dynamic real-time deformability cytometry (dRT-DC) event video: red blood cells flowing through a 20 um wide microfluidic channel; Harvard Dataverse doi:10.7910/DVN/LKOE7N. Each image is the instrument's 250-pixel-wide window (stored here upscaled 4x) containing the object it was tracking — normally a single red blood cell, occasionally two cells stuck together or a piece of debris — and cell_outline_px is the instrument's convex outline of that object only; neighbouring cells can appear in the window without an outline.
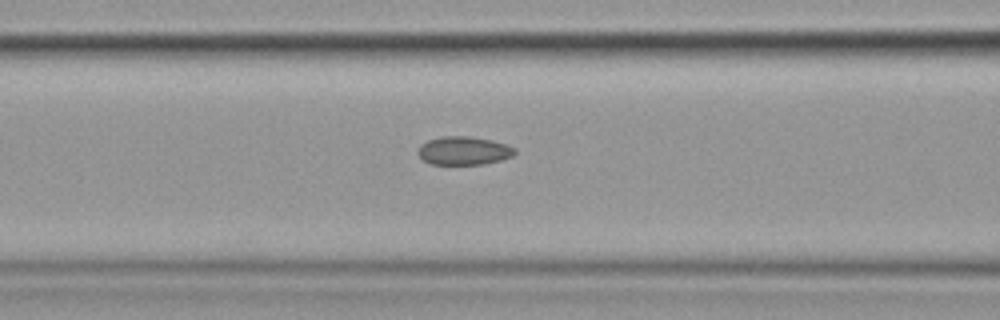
{"species": "common noctule bat (a hibernating species)", "species_latin": "Nyctalus noctula", "temperature_condition": "cold", "stored_images_in_passage": 9, "camera_frame_rate_fps": 3000, "um_per_image_px": 0.085, "animal": {"sex": "female", "body_mass_g": 19.9}, "frame": {"image": 1, "passage_image": 9, "time_ms": 10.0, "image_size_px": [1000, 320], "cell_outline_px": [[516, 152], [512, 156], [500, 160], [484, 164], [428, 164], [416, 152], [420, 144], [428, 140], [440, 136], [468, 136], [492, 140], [508, 144], [516, 148]], "centroid_in_image_um": [39.41, 12.8], "position_along_channel_um": 127.2, "area_um2": 16.18}}